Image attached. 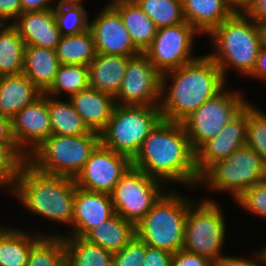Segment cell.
<instances>
[{"instance_id":"1","label":"cell","mask_w":266,"mask_h":266,"mask_svg":"<svg viewBox=\"0 0 266 266\" xmlns=\"http://www.w3.org/2000/svg\"><path fill=\"white\" fill-rule=\"evenodd\" d=\"M132 166L167 187L170 182L199 187L196 152L182 123L162 119L144 140Z\"/></svg>"},{"instance_id":"2","label":"cell","mask_w":266,"mask_h":266,"mask_svg":"<svg viewBox=\"0 0 266 266\" xmlns=\"http://www.w3.org/2000/svg\"><path fill=\"white\" fill-rule=\"evenodd\" d=\"M225 87L226 80L220 68L208 54L165 72L161 75L159 105L162 119L182 123Z\"/></svg>"},{"instance_id":"3","label":"cell","mask_w":266,"mask_h":266,"mask_svg":"<svg viewBox=\"0 0 266 266\" xmlns=\"http://www.w3.org/2000/svg\"><path fill=\"white\" fill-rule=\"evenodd\" d=\"M76 187L74 178L42 173L27 162L9 194L30 213L71 228Z\"/></svg>"},{"instance_id":"4","label":"cell","mask_w":266,"mask_h":266,"mask_svg":"<svg viewBox=\"0 0 266 266\" xmlns=\"http://www.w3.org/2000/svg\"><path fill=\"white\" fill-rule=\"evenodd\" d=\"M208 36L214 48V52L208 55L220 68L225 80L228 68L249 76L266 41L264 26L244 13H233Z\"/></svg>"},{"instance_id":"5","label":"cell","mask_w":266,"mask_h":266,"mask_svg":"<svg viewBox=\"0 0 266 266\" xmlns=\"http://www.w3.org/2000/svg\"><path fill=\"white\" fill-rule=\"evenodd\" d=\"M172 189L136 224V235L146 245L174 254L183 249L188 208L196 199Z\"/></svg>"},{"instance_id":"6","label":"cell","mask_w":266,"mask_h":266,"mask_svg":"<svg viewBox=\"0 0 266 266\" xmlns=\"http://www.w3.org/2000/svg\"><path fill=\"white\" fill-rule=\"evenodd\" d=\"M100 143V134L92 131L78 136L51 134L28 156V163L45 174L75 178Z\"/></svg>"},{"instance_id":"7","label":"cell","mask_w":266,"mask_h":266,"mask_svg":"<svg viewBox=\"0 0 266 266\" xmlns=\"http://www.w3.org/2000/svg\"><path fill=\"white\" fill-rule=\"evenodd\" d=\"M161 120L160 106L116 104L110 120L100 133V142L132 161L146 137Z\"/></svg>"},{"instance_id":"8","label":"cell","mask_w":266,"mask_h":266,"mask_svg":"<svg viewBox=\"0 0 266 266\" xmlns=\"http://www.w3.org/2000/svg\"><path fill=\"white\" fill-rule=\"evenodd\" d=\"M264 179L266 167L262 159L245 144L228 158L212 164L200 176L198 185L205 183L210 191H227L235 201L248 188Z\"/></svg>"},{"instance_id":"9","label":"cell","mask_w":266,"mask_h":266,"mask_svg":"<svg viewBox=\"0 0 266 266\" xmlns=\"http://www.w3.org/2000/svg\"><path fill=\"white\" fill-rule=\"evenodd\" d=\"M200 201L188 208L183 250L215 262L222 256L227 233L224 211L211 198Z\"/></svg>"},{"instance_id":"10","label":"cell","mask_w":266,"mask_h":266,"mask_svg":"<svg viewBox=\"0 0 266 266\" xmlns=\"http://www.w3.org/2000/svg\"><path fill=\"white\" fill-rule=\"evenodd\" d=\"M227 90L225 87L182 122L195 152L250 103L241 92Z\"/></svg>"},{"instance_id":"11","label":"cell","mask_w":266,"mask_h":266,"mask_svg":"<svg viewBox=\"0 0 266 266\" xmlns=\"http://www.w3.org/2000/svg\"><path fill=\"white\" fill-rule=\"evenodd\" d=\"M167 189L162 181L131 166L110 194L114 211L136 225Z\"/></svg>"},{"instance_id":"12","label":"cell","mask_w":266,"mask_h":266,"mask_svg":"<svg viewBox=\"0 0 266 266\" xmlns=\"http://www.w3.org/2000/svg\"><path fill=\"white\" fill-rule=\"evenodd\" d=\"M197 35L201 34L186 21L175 26L158 28L144 54L161 74L178 69L199 57L192 55Z\"/></svg>"},{"instance_id":"13","label":"cell","mask_w":266,"mask_h":266,"mask_svg":"<svg viewBox=\"0 0 266 266\" xmlns=\"http://www.w3.org/2000/svg\"><path fill=\"white\" fill-rule=\"evenodd\" d=\"M161 73L144 53L129 59L115 103L119 105L159 106Z\"/></svg>"},{"instance_id":"14","label":"cell","mask_w":266,"mask_h":266,"mask_svg":"<svg viewBox=\"0 0 266 266\" xmlns=\"http://www.w3.org/2000/svg\"><path fill=\"white\" fill-rule=\"evenodd\" d=\"M131 166L132 161L127 156L100 143L74 181L76 186L82 189L111 194Z\"/></svg>"},{"instance_id":"15","label":"cell","mask_w":266,"mask_h":266,"mask_svg":"<svg viewBox=\"0 0 266 266\" xmlns=\"http://www.w3.org/2000/svg\"><path fill=\"white\" fill-rule=\"evenodd\" d=\"M96 52L107 55L136 56L140 52L131 42L120 14L109 4L90 21Z\"/></svg>"},{"instance_id":"16","label":"cell","mask_w":266,"mask_h":266,"mask_svg":"<svg viewBox=\"0 0 266 266\" xmlns=\"http://www.w3.org/2000/svg\"><path fill=\"white\" fill-rule=\"evenodd\" d=\"M12 129L20 149L29 156L51 134L48 95L43 93L12 118Z\"/></svg>"},{"instance_id":"17","label":"cell","mask_w":266,"mask_h":266,"mask_svg":"<svg viewBox=\"0 0 266 266\" xmlns=\"http://www.w3.org/2000/svg\"><path fill=\"white\" fill-rule=\"evenodd\" d=\"M247 106L217 136L205 142L196 151V166L201 176L212 164L228 158L246 144Z\"/></svg>"},{"instance_id":"18","label":"cell","mask_w":266,"mask_h":266,"mask_svg":"<svg viewBox=\"0 0 266 266\" xmlns=\"http://www.w3.org/2000/svg\"><path fill=\"white\" fill-rule=\"evenodd\" d=\"M115 214L110 194L76 187L72 229L69 235L85 237L93 228Z\"/></svg>"},{"instance_id":"19","label":"cell","mask_w":266,"mask_h":266,"mask_svg":"<svg viewBox=\"0 0 266 266\" xmlns=\"http://www.w3.org/2000/svg\"><path fill=\"white\" fill-rule=\"evenodd\" d=\"M12 25L25 45L55 50L61 38L53 9L21 13Z\"/></svg>"},{"instance_id":"20","label":"cell","mask_w":266,"mask_h":266,"mask_svg":"<svg viewBox=\"0 0 266 266\" xmlns=\"http://www.w3.org/2000/svg\"><path fill=\"white\" fill-rule=\"evenodd\" d=\"M69 100L88 129L98 134L106 127L116 105L113 96L90 86L71 95Z\"/></svg>"},{"instance_id":"21","label":"cell","mask_w":266,"mask_h":266,"mask_svg":"<svg viewBox=\"0 0 266 266\" xmlns=\"http://www.w3.org/2000/svg\"><path fill=\"white\" fill-rule=\"evenodd\" d=\"M109 4L120 14L134 47L144 53L157 33L155 23L134 0H111Z\"/></svg>"},{"instance_id":"22","label":"cell","mask_w":266,"mask_h":266,"mask_svg":"<svg viewBox=\"0 0 266 266\" xmlns=\"http://www.w3.org/2000/svg\"><path fill=\"white\" fill-rule=\"evenodd\" d=\"M133 56L97 53L88 65L89 86L115 98L122 84L126 66Z\"/></svg>"},{"instance_id":"23","label":"cell","mask_w":266,"mask_h":266,"mask_svg":"<svg viewBox=\"0 0 266 266\" xmlns=\"http://www.w3.org/2000/svg\"><path fill=\"white\" fill-rule=\"evenodd\" d=\"M182 6L185 21L202 35H209L233 14L229 0H182Z\"/></svg>"},{"instance_id":"24","label":"cell","mask_w":266,"mask_h":266,"mask_svg":"<svg viewBox=\"0 0 266 266\" xmlns=\"http://www.w3.org/2000/svg\"><path fill=\"white\" fill-rule=\"evenodd\" d=\"M42 94L24 73L2 76L0 81V114L13 118Z\"/></svg>"},{"instance_id":"25","label":"cell","mask_w":266,"mask_h":266,"mask_svg":"<svg viewBox=\"0 0 266 266\" xmlns=\"http://www.w3.org/2000/svg\"><path fill=\"white\" fill-rule=\"evenodd\" d=\"M60 66L55 50L25 45L23 73L42 93L51 87Z\"/></svg>"},{"instance_id":"26","label":"cell","mask_w":266,"mask_h":266,"mask_svg":"<svg viewBox=\"0 0 266 266\" xmlns=\"http://www.w3.org/2000/svg\"><path fill=\"white\" fill-rule=\"evenodd\" d=\"M32 233L0 225V266H27L32 246L46 235Z\"/></svg>"},{"instance_id":"27","label":"cell","mask_w":266,"mask_h":266,"mask_svg":"<svg viewBox=\"0 0 266 266\" xmlns=\"http://www.w3.org/2000/svg\"><path fill=\"white\" fill-rule=\"evenodd\" d=\"M136 236V225L114 214L93 228L84 238L112 253L120 251Z\"/></svg>"},{"instance_id":"28","label":"cell","mask_w":266,"mask_h":266,"mask_svg":"<svg viewBox=\"0 0 266 266\" xmlns=\"http://www.w3.org/2000/svg\"><path fill=\"white\" fill-rule=\"evenodd\" d=\"M66 266H113V253L84 237L63 236Z\"/></svg>"},{"instance_id":"29","label":"cell","mask_w":266,"mask_h":266,"mask_svg":"<svg viewBox=\"0 0 266 266\" xmlns=\"http://www.w3.org/2000/svg\"><path fill=\"white\" fill-rule=\"evenodd\" d=\"M25 42L12 24H0V77L24 72Z\"/></svg>"},{"instance_id":"30","label":"cell","mask_w":266,"mask_h":266,"mask_svg":"<svg viewBox=\"0 0 266 266\" xmlns=\"http://www.w3.org/2000/svg\"><path fill=\"white\" fill-rule=\"evenodd\" d=\"M55 51L64 65L88 66L97 54L90 29L76 35L61 36Z\"/></svg>"},{"instance_id":"31","label":"cell","mask_w":266,"mask_h":266,"mask_svg":"<svg viewBox=\"0 0 266 266\" xmlns=\"http://www.w3.org/2000/svg\"><path fill=\"white\" fill-rule=\"evenodd\" d=\"M48 112L52 134L62 136H78L91 131L81 116L74 109L69 98L67 101L48 96Z\"/></svg>"},{"instance_id":"32","label":"cell","mask_w":266,"mask_h":266,"mask_svg":"<svg viewBox=\"0 0 266 266\" xmlns=\"http://www.w3.org/2000/svg\"><path fill=\"white\" fill-rule=\"evenodd\" d=\"M27 266H66L64 237L59 232L43 235L32 246Z\"/></svg>"},{"instance_id":"33","label":"cell","mask_w":266,"mask_h":266,"mask_svg":"<svg viewBox=\"0 0 266 266\" xmlns=\"http://www.w3.org/2000/svg\"><path fill=\"white\" fill-rule=\"evenodd\" d=\"M89 87V67L85 65H64L58 69L55 80L45 92L46 95L57 97L67 92L66 96L80 92Z\"/></svg>"},{"instance_id":"34","label":"cell","mask_w":266,"mask_h":266,"mask_svg":"<svg viewBox=\"0 0 266 266\" xmlns=\"http://www.w3.org/2000/svg\"><path fill=\"white\" fill-rule=\"evenodd\" d=\"M157 28L185 22L182 0H134Z\"/></svg>"},{"instance_id":"35","label":"cell","mask_w":266,"mask_h":266,"mask_svg":"<svg viewBox=\"0 0 266 266\" xmlns=\"http://www.w3.org/2000/svg\"><path fill=\"white\" fill-rule=\"evenodd\" d=\"M27 162L28 156L17 143L0 142V188L10 193Z\"/></svg>"},{"instance_id":"36","label":"cell","mask_w":266,"mask_h":266,"mask_svg":"<svg viewBox=\"0 0 266 266\" xmlns=\"http://www.w3.org/2000/svg\"><path fill=\"white\" fill-rule=\"evenodd\" d=\"M84 1L55 5L53 12L61 36L80 34L89 29L88 13Z\"/></svg>"},{"instance_id":"37","label":"cell","mask_w":266,"mask_h":266,"mask_svg":"<svg viewBox=\"0 0 266 266\" xmlns=\"http://www.w3.org/2000/svg\"><path fill=\"white\" fill-rule=\"evenodd\" d=\"M252 104L247 105L246 145L256 151L266 167V113Z\"/></svg>"},{"instance_id":"38","label":"cell","mask_w":266,"mask_h":266,"mask_svg":"<svg viewBox=\"0 0 266 266\" xmlns=\"http://www.w3.org/2000/svg\"><path fill=\"white\" fill-rule=\"evenodd\" d=\"M246 211L266 218V179L243 192L236 200Z\"/></svg>"},{"instance_id":"39","label":"cell","mask_w":266,"mask_h":266,"mask_svg":"<svg viewBox=\"0 0 266 266\" xmlns=\"http://www.w3.org/2000/svg\"><path fill=\"white\" fill-rule=\"evenodd\" d=\"M145 243L136 235L120 251L113 253V266H142Z\"/></svg>"},{"instance_id":"40","label":"cell","mask_w":266,"mask_h":266,"mask_svg":"<svg viewBox=\"0 0 266 266\" xmlns=\"http://www.w3.org/2000/svg\"><path fill=\"white\" fill-rule=\"evenodd\" d=\"M255 253L253 257H256L252 259L222 255L214 262V266H266V247L263 245V248Z\"/></svg>"},{"instance_id":"41","label":"cell","mask_w":266,"mask_h":266,"mask_svg":"<svg viewBox=\"0 0 266 266\" xmlns=\"http://www.w3.org/2000/svg\"><path fill=\"white\" fill-rule=\"evenodd\" d=\"M171 266H214V262L206 257L182 249L173 254Z\"/></svg>"},{"instance_id":"42","label":"cell","mask_w":266,"mask_h":266,"mask_svg":"<svg viewBox=\"0 0 266 266\" xmlns=\"http://www.w3.org/2000/svg\"><path fill=\"white\" fill-rule=\"evenodd\" d=\"M173 254L145 244V256L142 266H171Z\"/></svg>"},{"instance_id":"43","label":"cell","mask_w":266,"mask_h":266,"mask_svg":"<svg viewBox=\"0 0 266 266\" xmlns=\"http://www.w3.org/2000/svg\"><path fill=\"white\" fill-rule=\"evenodd\" d=\"M21 13V0H0V24H12Z\"/></svg>"},{"instance_id":"44","label":"cell","mask_w":266,"mask_h":266,"mask_svg":"<svg viewBox=\"0 0 266 266\" xmlns=\"http://www.w3.org/2000/svg\"><path fill=\"white\" fill-rule=\"evenodd\" d=\"M248 77H254L261 82H266V41L261 46L259 54L257 55L255 67Z\"/></svg>"},{"instance_id":"45","label":"cell","mask_w":266,"mask_h":266,"mask_svg":"<svg viewBox=\"0 0 266 266\" xmlns=\"http://www.w3.org/2000/svg\"><path fill=\"white\" fill-rule=\"evenodd\" d=\"M0 142L17 143L12 129V118L0 114Z\"/></svg>"},{"instance_id":"46","label":"cell","mask_w":266,"mask_h":266,"mask_svg":"<svg viewBox=\"0 0 266 266\" xmlns=\"http://www.w3.org/2000/svg\"><path fill=\"white\" fill-rule=\"evenodd\" d=\"M53 0H21L22 13L29 11H42L53 9Z\"/></svg>"},{"instance_id":"47","label":"cell","mask_w":266,"mask_h":266,"mask_svg":"<svg viewBox=\"0 0 266 266\" xmlns=\"http://www.w3.org/2000/svg\"><path fill=\"white\" fill-rule=\"evenodd\" d=\"M247 15L260 25H266V0H258Z\"/></svg>"},{"instance_id":"48","label":"cell","mask_w":266,"mask_h":266,"mask_svg":"<svg viewBox=\"0 0 266 266\" xmlns=\"http://www.w3.org/2000/svg\"><path fill=\"white\" fill-rule=\"evenodd\" d=\"M258 0H229V5L233 13L247 14Z\"/></svg>"},{"instance_id":"49","label":"cell","mask_w":266,"mask_h":266,"mask_svg":"<svg viewBox=\"0 0 266 266\" xmlns=\"http://www.w3.org/2000/svg\"><path fill=\"white\" fill-rule=\"evenodd\" d=\"M54 1H58V0H53V4ZM80 1H84V0H59V2H57L58 4H55V5H60V4H68V3H77V2H80Z\"/></svg>"}]
</instances>
